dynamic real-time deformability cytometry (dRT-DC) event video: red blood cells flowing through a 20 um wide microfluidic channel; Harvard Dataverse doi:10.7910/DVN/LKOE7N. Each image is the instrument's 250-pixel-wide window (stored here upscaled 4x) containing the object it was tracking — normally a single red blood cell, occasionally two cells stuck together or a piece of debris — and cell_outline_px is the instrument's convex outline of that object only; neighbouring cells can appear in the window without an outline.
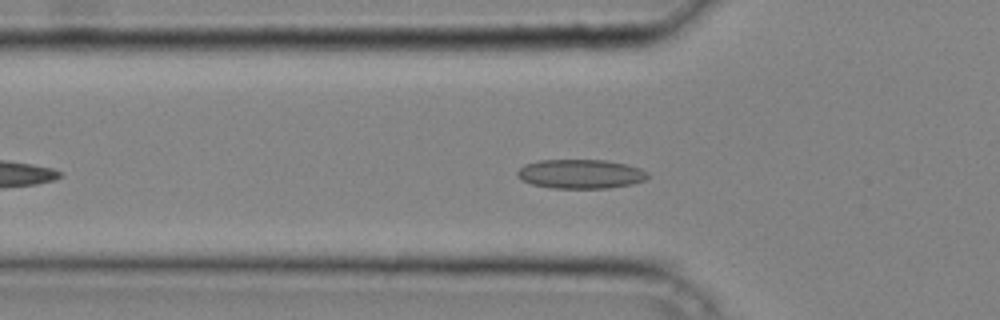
{"species": "common noctule bat (a hibernating species)", "species_latin": "Nyctalus noctula", "temperature_condition": "cold", "stored_images_in_passage": 33, "camera_frame_rate_fps": 3000, "um_per_image_px": 0.085, "animal": {"sex": "male", "body_mass_g": 20.4}, "frame": {"image": 1, "passage_image": 6, "time_ms": 1.667, "image_size_px": [1000, 320], "cell_outline_px": [[648, 176], [644, 180], [632, 184], [608, 188], [552, 188], [532, 184], [516, 176], [516, 172], [524, 164], [540, 160], [604, 160], [628, 164], [640, 168], [648, 172]], "centroid_in_image_um": [49.35, 14.78], "position_along_channel_um": 76.4, "area_um2": 22.2}}
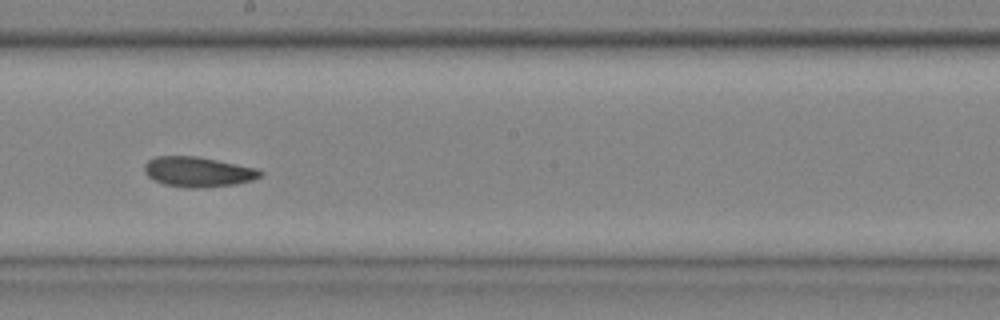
{"frame": {"image": 2, "passage_image": 16, "time_ms": 5.0, "image_size_px": [1000, 320], "cell_outline_px": [[264, 172], [260, 176], [252, 180], [232, 184], [196, 188], [188, 188], [164, 184], [148, 176], [144, 172], [144, 164], [148, 160], [156, 156], [196, 156], [256, 168]], "centroid_in_image_um": [16.8, 14.6], "position_along_channel_um": 231.4, "area_um2": 20.0}}
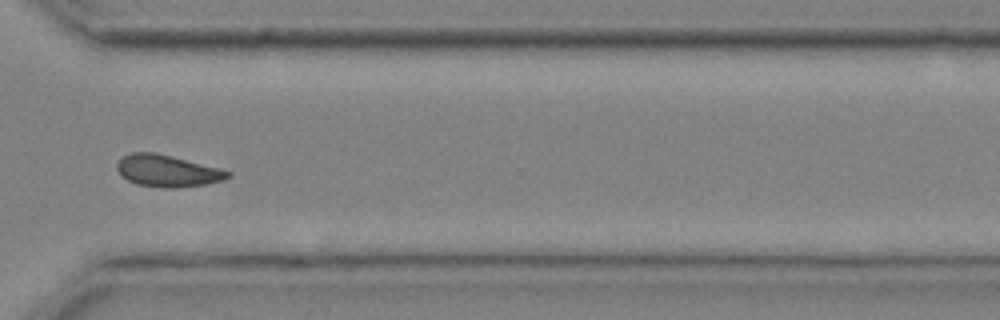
{"frame": {"image": 3, "passage_image": 24, "time_ms": 7.667, "image_size_px": [1000, 320], "cell_outline_px": [[232, 176], [224, 180], [204, 184], [176, 188], [164, 188], [136, 184], [128, 180], [116, 168], [116, 164], [120, 156], [132, 152], [156, 152], [220, 168], [232, 172]], "centroid_in_image_um": [14.23, 14.51], "position_along_channel_um": 356.4, "area_um2": 20.69}}